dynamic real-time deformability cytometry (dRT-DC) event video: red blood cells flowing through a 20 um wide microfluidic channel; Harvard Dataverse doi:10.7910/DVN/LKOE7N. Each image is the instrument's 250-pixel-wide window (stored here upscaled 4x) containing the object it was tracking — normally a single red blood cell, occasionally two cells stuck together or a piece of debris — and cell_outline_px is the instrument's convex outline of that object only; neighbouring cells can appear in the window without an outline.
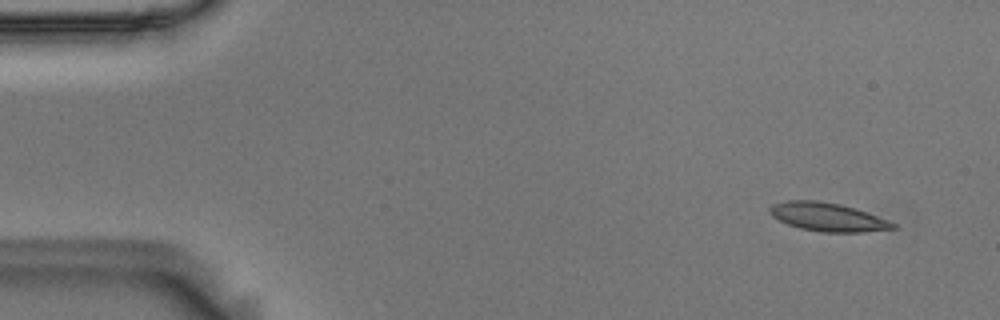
{"species": "Egyptian fruit bat (a non-hibernating species)", "species_latin": "Rousettus aegyptiacus", "temperature_condition": "room temperature", "stored_images_in_passage": 54, "camera_frame_rate_fps": 3000, "um_per_image_px": 0.085, "animal": {"sex": "male"}, "frame": {"image": 1, "passage_image": 3, "time_ms": 0.667, "image_size_px": [1000, 320], "cell_outline_px": [[900, 228], [864, 232], [820, 232], [800, 228], [788, 224], [772, 216], [768, 212], [768, 208], [772, 204], [788, 200], [816, 200], [840, 204], [856, 208], [888, 220], [896, 224]], "centroid_in_image_um": [70.36, 18.44], "position_along_channel_um": 14.6, "area_um2": 20.58}}
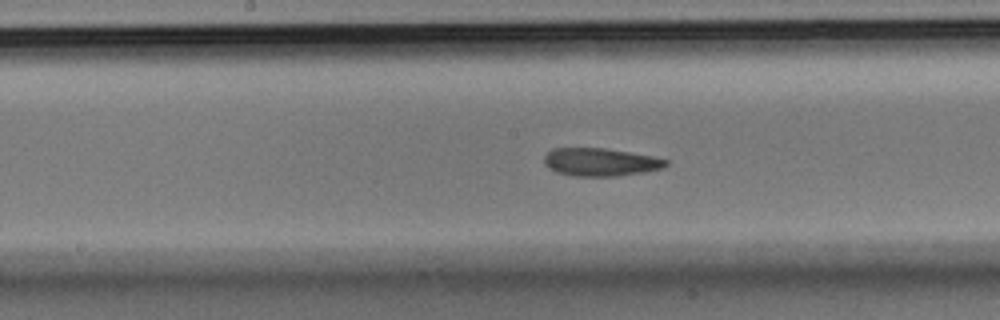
{"frame": {"image": 2, "passage_image": 27, "time_ms": 8.667, "image_size_px": [1000, 320], "cell_outline_px": [[668, 164], [664, 168], [644, 172], [616, 176], [576, 176], [556, 172], [548, 168], [544, 164], [544, 156], [552, 148], [604, 148], [652, 156], [668, 160]], "centroid_in_image_um": [51.02, 13.78], "position_along_channel_um": 197.2, "area_um2": 19.83}}
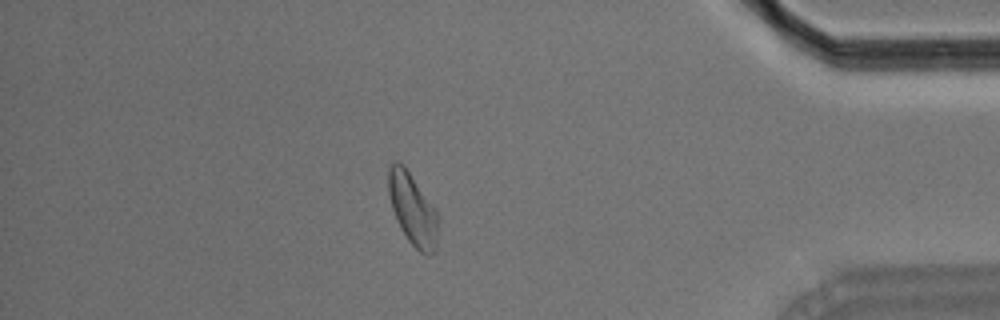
{"frame": {"image": 3, "passage_image": 47, "time_ms": 15.333, "image_size_px": [1000, 320], "cell_outline_px": [[440, 220], [436, 248], [428, 256], [420, 252], [408, 240], [400, 228], [396, 220], [392, 208], [388, 192], [388, 168], [396, 160], [404, 164], [436, 208], [440, 216]], "centroid_in_image_um": [35.11, 17.78], "position_along_channel_um": 400.1, "area_um2": 21.33}, "authors_computed_cell_mechanics": {"area_um2": 20.3456, "velocity_mm_per_s": 3.6138, "shape_relaxation_time_tau1_ms": 8.3241, "shape_relaxation_time_tau2_ms": 5.0856, "deformation_change_tau1": 0.1791, "deformation_change_tau2": 0.1029}}